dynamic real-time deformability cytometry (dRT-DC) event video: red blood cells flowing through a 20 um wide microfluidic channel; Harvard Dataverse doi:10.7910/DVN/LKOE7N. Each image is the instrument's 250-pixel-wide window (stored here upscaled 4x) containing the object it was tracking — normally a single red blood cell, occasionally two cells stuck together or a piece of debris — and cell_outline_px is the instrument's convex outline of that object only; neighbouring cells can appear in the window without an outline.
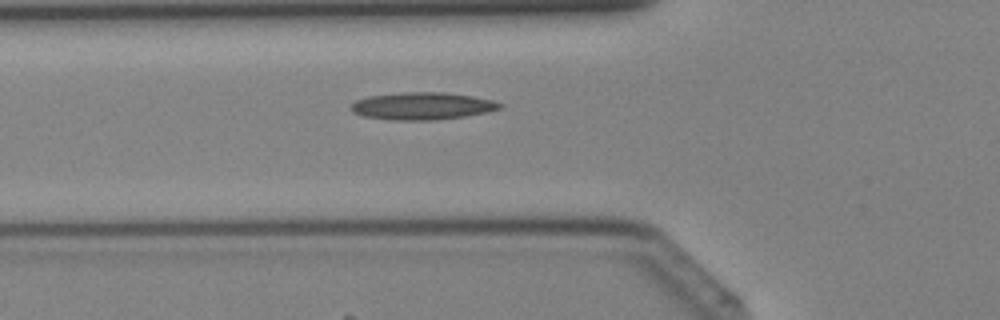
{"species": "Egyptian fruit bat (a non-hibernating species)", "species_latin": "Rousettus aegyptiacus", "temperature_condition": "cold", "stored_images_in_passage": 41, "camera_frame_rate_fps": 3000, "um_per_image_px": 0.085, "animal": {"sex": "female"}, "frame": {"image": 1, "passage_image": 15, "time_ms": 4.667, "image_size_px": [1000, 320], "cell_outline_px": [[504, 108], [464, 116], [432, 120], [392, 120], [360, 116], [352, 112], [348, 108], [356, 100], [368, 96], [400, 92], [444, 92], [472, 96], [492, 100], [504, 104]], "centroid_in_image_um": [35.85, 9.01], "position_along_channel_um": 90.0, "area_um2": 23.87}}
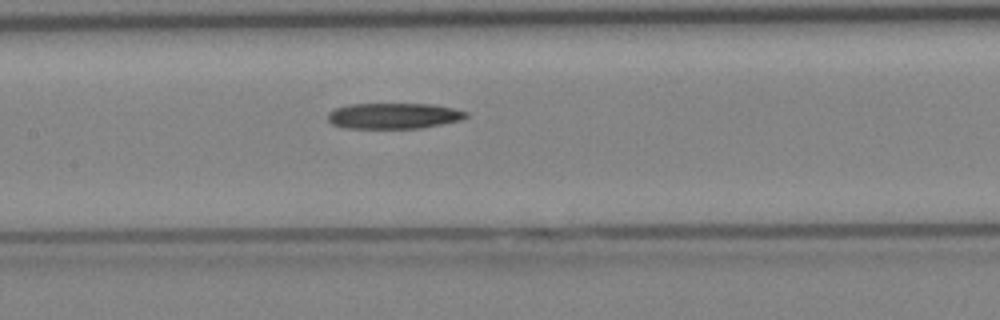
{"frame": {"image": 2, "passage_image": 20, "time_ms": 6.333, "image_size_px": [1000, 320], "cell_outline_px": [[468, 116], [460, 120], [420, 128], [344, 128], [332, 124], [328, 120], [328, 112], [336, 108], [348, 104], [432, 104], [452, 108], [468, 112]], "centroid_in_image_um": [33.43, 9.84], "position_along_channel_um": 174.0, "area_um2": 20.69}}
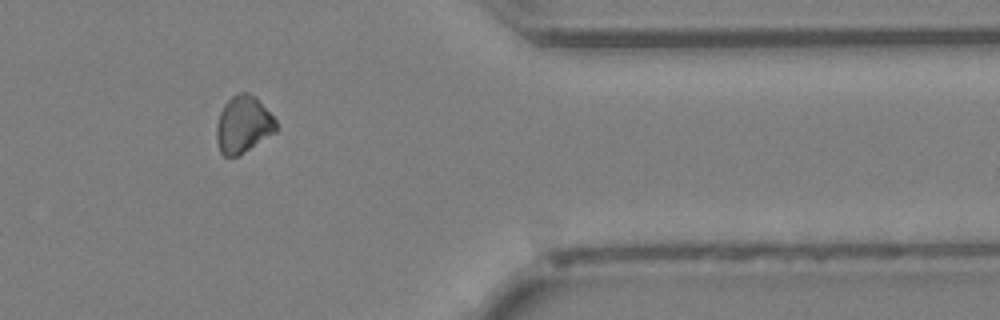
{"frame": {"image": 3, "passage_image": 34, "time_ms": 11.0, "image_size_px": [1000, 320], "cell_outline_px": [[276, 132], [240, 156], [224, 156], [220, 152], [216, 140], [216, 124], [220, 112], [224, 104], [232, 96], [240, 92], [248, 92], [256, 96], [276, 120]], "centroid_in_image_um": [20.67, 10.59], "position_along_channel_um": 390.7, "area_um2": 20.06}}